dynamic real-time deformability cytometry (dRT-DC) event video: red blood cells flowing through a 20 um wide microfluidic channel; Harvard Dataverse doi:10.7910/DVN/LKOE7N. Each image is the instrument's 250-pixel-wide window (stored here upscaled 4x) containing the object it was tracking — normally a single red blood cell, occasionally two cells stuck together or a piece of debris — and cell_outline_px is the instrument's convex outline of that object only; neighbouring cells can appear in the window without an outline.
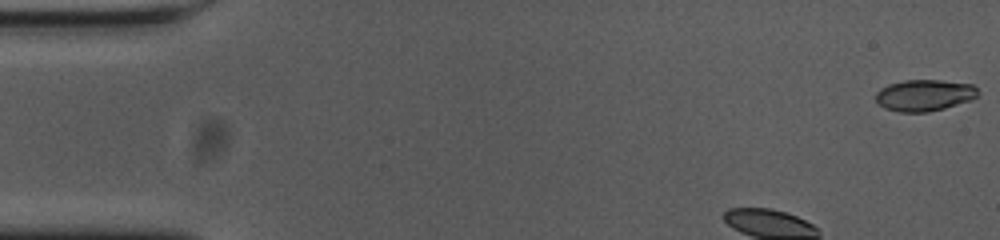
{"species": "common noctule bat (a hibernating species)", "species_latin": "Nyctalus noctula", "temperature_condition": "cold", "stored_images_in_passage": 43, "camera_frame_rate_fps": 3000, "um_per_image_px": 0.085, "animal": {"sex": "female", "body_mass_g": 23.0, "forearm_length_mm": 53.4}, "frame": {"image": 1, "passage_image": 1, "time_ms": 0.0, "image_size_px": [1000, 240], "cell_outline_px": [[980, 92], [972, 100], [944, 108], [928, 112], [900, 112], [884, 108], [876, 100], [876, 92], [880, 88], [888, 84], [904, 80], [940, 80], [972, 84]], "centroid_in_image_um": [78.57, 8.09], "position_along_channel_um": 6.4, "area_um2": 18.79}}
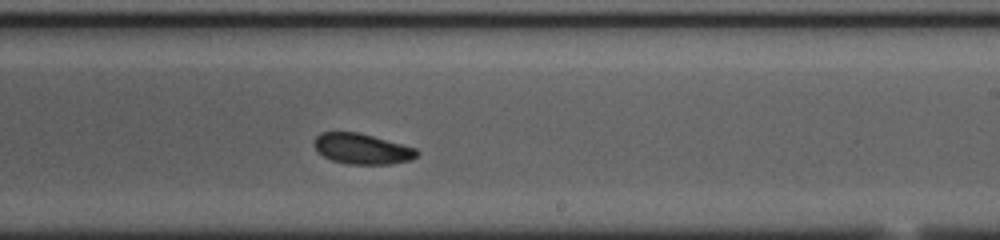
{"frame": {"image": 2, "passage_image": 28, "time_ms": 9.0, "image_size_px": [1000, 240], "cell_outline_px": [[420, 152], [412, 160], [388, 164], [348, 164], [332, 160], [324, 156], [312, 144], [316, 136], [320, 132], [356, 132], [372, 136], [416, 148]], "centroid_in_image_um": [30.77, 12.65], "position_along_channel_um": 258.2, "area_um2": 18.15}}
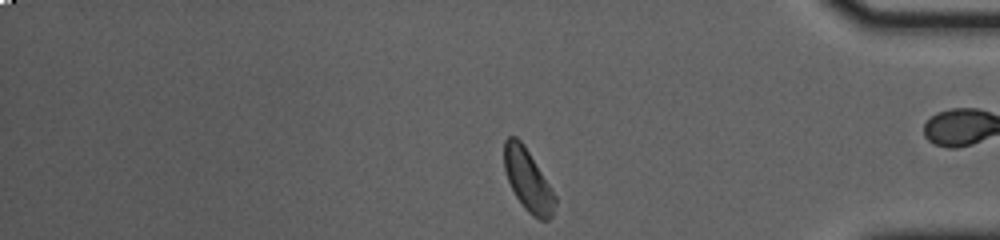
{"frame": {"image": 3, "passage_image": 41, "time_ms": 13.333, "image_size_px": [1000, 240], "cell_outline_px": [[556, 204], [552, 216], [548, 220], [540, 220], [532, 216], [524, 208], [516, 196], [508, 180], [504, 168], [504, 140], [508, 136], [516, 136], [524, 144], [556, 196]], "centroid_in_image_um": [44.87, 15.32], "position_along_channel_um": 390.3, "area_um2": 18.26}, "authors_computed_cell_mechanics": {"area_um2": 18.4382, "velocity_mm_per_s": 3.6262, "shape_relaxation_time_tau1_ms": 1.5093, "shape_relaxation_time_tau2_ms": null, "deformation_change_tau1": 0.0912, "deformation_change_tau2": null}}